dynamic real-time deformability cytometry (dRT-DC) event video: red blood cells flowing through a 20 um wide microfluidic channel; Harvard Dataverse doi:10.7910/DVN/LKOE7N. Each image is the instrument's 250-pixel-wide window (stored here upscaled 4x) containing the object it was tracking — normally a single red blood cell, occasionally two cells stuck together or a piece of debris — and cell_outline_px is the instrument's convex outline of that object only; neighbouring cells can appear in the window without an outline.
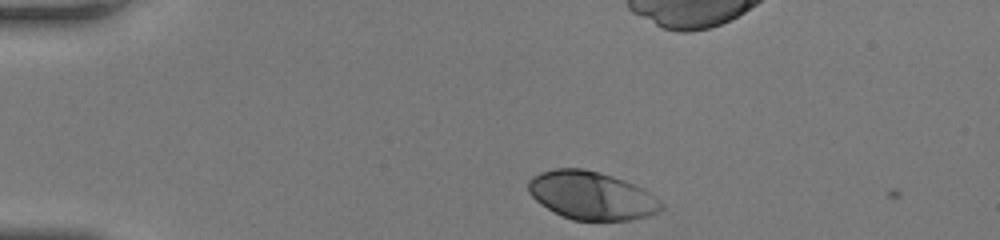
{"species": "human", "species_latin": "Homo sapiens", "temperature_condition": "room temperature", "stored_images_in_passage": 35, "camera_frame_rate_fps": 3000, "um_per_image_px": 0.085, "donor": {"sex": "female"}, "frame": {"image": 1, "passage_image": 1, "time_ms": 0.0, "image_size_px": [1000, 240], "cell_outline_px": [[664, 208], [648, 216], [632, 220], [572, 220], [540, 204], [528, 192], [528, 180], [532, 176], [540, 172], [556, 168], [584, 168], [600, 172], [624, 180], [648, 192], [664, 204]], "centroid_in_image_um": [50.26, 16.61], "position_along_channel_um": 34.7, "area_um2": 37.11}}
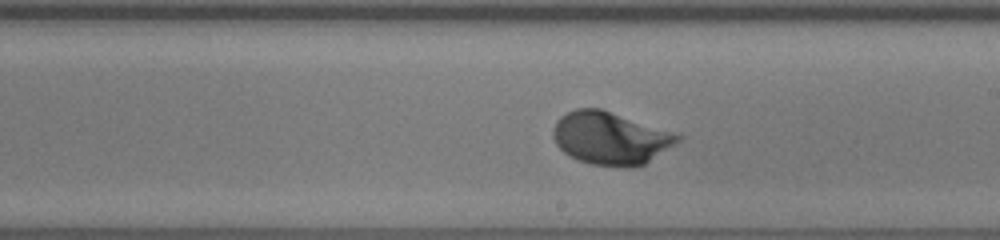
{"frame": {"image": 2, "passage_image": 20, "time_ms": 6.333, "image_size_px": [1000, 240], "cell_outline_px": [[684, 136], [676, 144], [644, 164], [632, 168], [624, 168], [592, 164], [580, 160], [564, 152], [556, 144], [552, 136], [552, 132], [556, 120], [560, 116], [576, 108], [600, 108]], "centroid_in_image_um": [51.88, 11.75], "position_along_channel_um": 237.1, "area_um2": 38.09}}
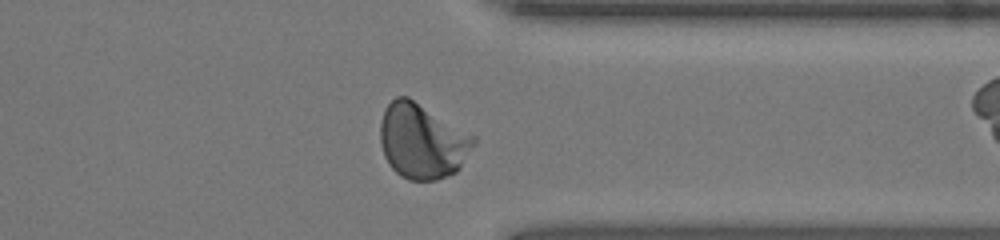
{"frame": {"image": 3, "passage_image": 30, "time_ms": 9.667, "image_size_px": [1000, 240], "cell_outline_px": [[476, 144], [460, 168], [456, 172], [436, 180], [408, 180], [400, 176], [388, 164], [384, 156], [380, 144], [380, 124], [384, 108], [396, 96], [408, 96], [476, 136]], "centroid_in_image_um": [35.89, 11.99], "position_along_channel_um": 375.5, "area_um2": 41.27}, "authors_computed_cell_mechanics": {"area_um2": 37.0498, "velocity_mm_per_s": 4.1793, "shape_relaxation_time_tau1_ms": 2.1224, "shape_relaxation_time_tau2_ms": null, "deformation_change_tau1": 0.1591, "deformation_change_tau2": null}}